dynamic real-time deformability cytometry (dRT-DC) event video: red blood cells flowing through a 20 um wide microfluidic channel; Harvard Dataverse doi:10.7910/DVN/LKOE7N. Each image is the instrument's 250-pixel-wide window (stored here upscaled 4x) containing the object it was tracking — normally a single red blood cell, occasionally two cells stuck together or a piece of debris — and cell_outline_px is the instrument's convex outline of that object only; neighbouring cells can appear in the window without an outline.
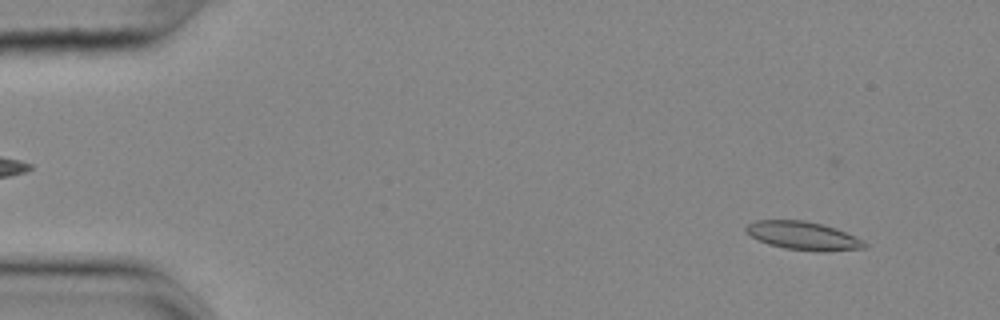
{"species": "common noctule bat (a hibernating species)", "species_latin": "Nyctalus noctula", "temperature_condition": "cold", "stored_images_in_passage": 54, "camera_frame_rate_fps": 3000, "um_per_image_px": 0.085, "animal": {"sex": "female", "body_mass_g": 25.1}, "frame": {"image": 1, "passage_image": 4, "time_ms": 1.0, "image_size_px": [1000, 320], "cell_outline_px": [[868, 244], [864, 248], [828, 252], [820, 252], [784, 248], [768, 244], [752, 236], [744, 228], [748, 224], [756, 220], [804, 220], [836, 228], [864, 240]], "centroid_in_image_um": [68.31, 20.05], "position_along_channel_um": 16.7, "area_um2": 19.54}}
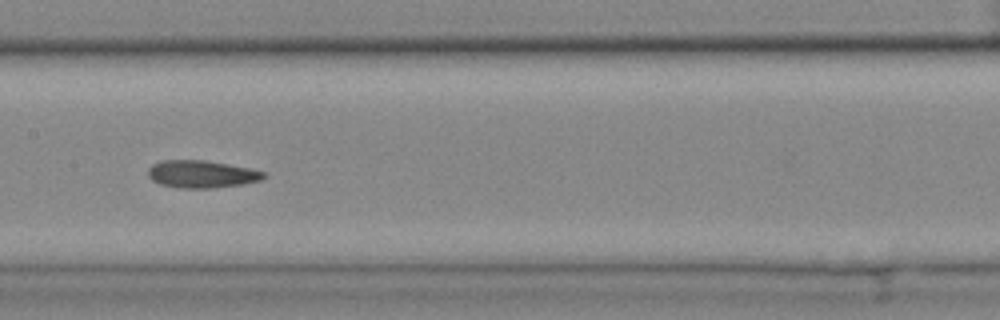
{"frame": {"image": 2, "passage_image": 27, "time_ms": 8.667, "image_size_px": [1000, 320], "cell_outline_px": [[268, 176], [260, 180], [244, 184], [212, 188], [180, 188], [160, 184], [152, 180], [148, 176], [148, 168], [152, 164], [160, 160], [204, 160], [252, 168], [268, 172]], "centroid_in_image_um": [17.17, 14.79], "position_along_channel_um": 190.2, "area_um2": 18.79}}
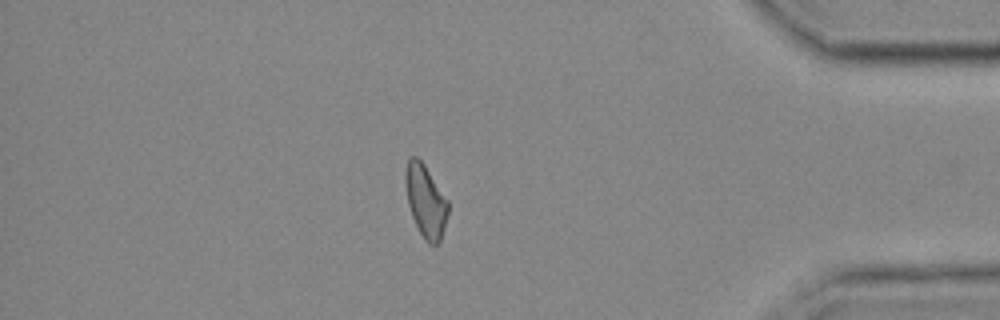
{"frame": {"image": 3, "passage_image": 47, "time_ms": 15.333, "image_size_px": [1000, 320], "cell_outline_px": [[448, 212], [440, 244], [428, 244], [424, 240], [412, 216], [408, 204], [404, 180], [404, 172], [408, 156], [416, 156], [424, 164], [448, 200]], "centroid_in_image_um": [36.16, 17.07], "position_along_channel_um": 399.0, "area_um2": 18.15}, "authors_computed_cell_mechanics": {"area_um2": 18.496, "velocity_mm_per_s": 3.6369, "shape_relaxation_time_tau1_ms": null, "shape_relaxation_time_tau2_ms": 4.3378, "deformation_change_tau1": null, "deformation_change_tau2": 0.1275}}